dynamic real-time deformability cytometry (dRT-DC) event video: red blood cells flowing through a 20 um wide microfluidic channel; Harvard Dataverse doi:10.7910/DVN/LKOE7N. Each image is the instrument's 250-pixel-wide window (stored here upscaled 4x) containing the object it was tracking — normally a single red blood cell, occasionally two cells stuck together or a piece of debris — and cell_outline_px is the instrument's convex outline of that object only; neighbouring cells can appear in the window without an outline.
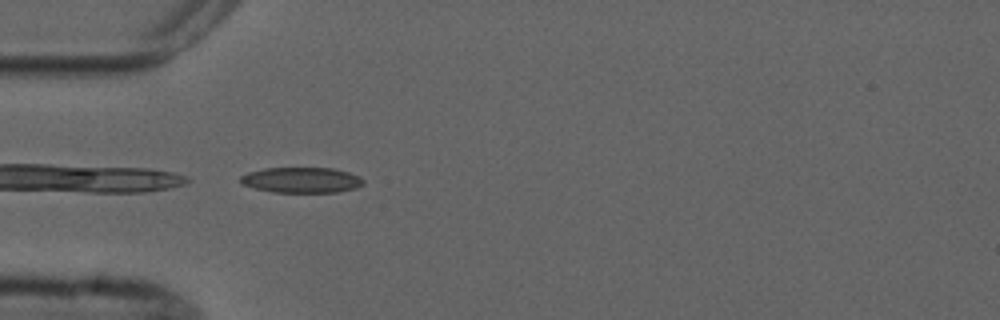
{"species": "common noctule bat (a hibernating species)", "species_latin": "Nyctalus noctula", "temperature_condition": "cold", "stored_images_in_passage": 1, "camera_frame_rate_fps": 3000, "um_per_image_px": 0.085, "animal": {"sex": "male", "forearm_length_mm": 52.5}, "frame": {"image": 1, "passage_image": 1, "time_ms": 0.0, "image_size_px": [1000, 320], "cell_outline_px": [[364, 184], [356, 188], [336, 192], [272, 192], [240, 184], [240, 176], [248, 172], [264, 168], [332, 168], [348, 172], [360, 176], [364, 180]], "centroid_in_image_um": [25.63, 15.3], "position_along_channel_um": 59.4, "area_um2": 18.32}}